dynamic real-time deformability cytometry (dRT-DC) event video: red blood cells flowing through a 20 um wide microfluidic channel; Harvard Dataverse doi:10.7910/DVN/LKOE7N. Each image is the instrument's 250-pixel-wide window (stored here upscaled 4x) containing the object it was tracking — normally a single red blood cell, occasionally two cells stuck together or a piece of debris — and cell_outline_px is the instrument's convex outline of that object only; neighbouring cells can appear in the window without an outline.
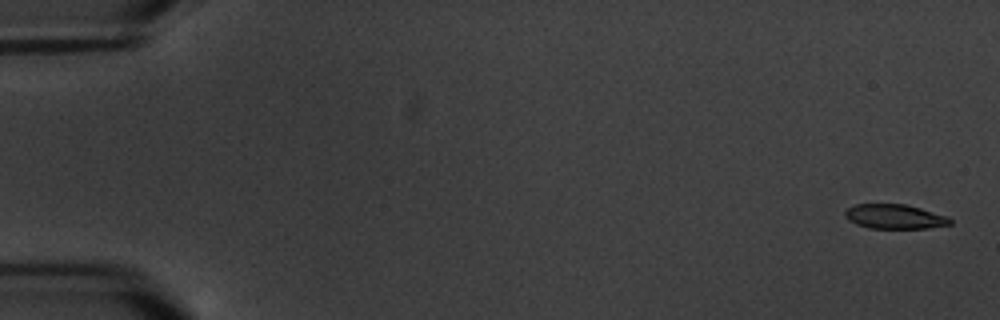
{"species": "common noctule bat (a hibernating species)", "species_latin": "Nyctalus noctula", "temperature_condition": "warm", "stored_images_in_passage": 6, "camera_frame_rate_fps": 3000, "um_per_image_px": 0.085, "animal": {"sex": "male", "body_mass_g": 20.1, "forearm_length_mm": 53.5}, "frame": {"image": 1, "passage_image": 1, "time_ms": 0.0, "image_size_px": [1000, 320], "cell_outline_px": [[952, 224], [928, 228], [868, 228], [856, 224], [848, 220], [844, 216], [844, 212], [848, 208], [856, 204], [904, 204], [920, 208], [948, 216], [952, 220]], "centroid_in_image_um": [76.04, 18.41], "position_along_channel_um": 9.0, "area_um2": 15.03}}